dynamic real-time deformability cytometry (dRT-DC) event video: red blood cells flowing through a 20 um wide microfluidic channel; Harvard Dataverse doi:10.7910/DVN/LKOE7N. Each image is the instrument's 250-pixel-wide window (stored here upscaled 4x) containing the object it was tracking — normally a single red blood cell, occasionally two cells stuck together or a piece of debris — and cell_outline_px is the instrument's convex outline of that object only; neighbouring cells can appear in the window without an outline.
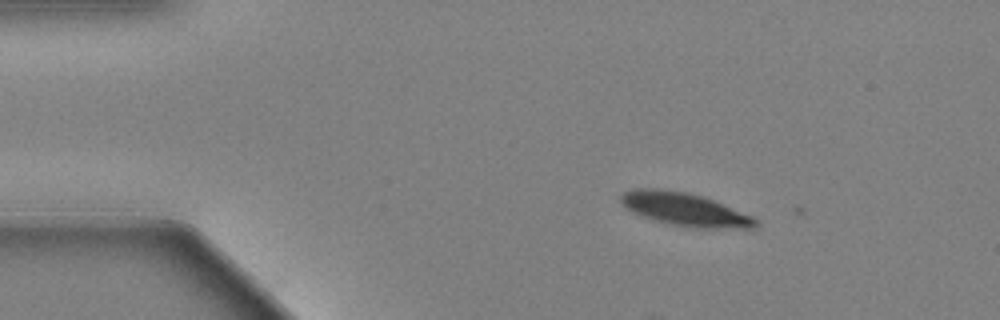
{"species": "Egyptian fruit bat (a non-hibernating species)", "species_latin": "Rousettus aegyptiacus", "temperature_condition": "warm", "stored_images_in_passage": 10, "camera_frame_rate_fps": 3000, "um_per_image_px": 0.085, "animal": {"sex": "female"}, "frame": {"image": 1, "passage_image": 6, "time_ms": 1.667, "image_size_px": [1000, 320], "cell_outline_px": [[756, 228], [692, 228], [652, 220], [632, 212], [624, 208], [620, 200], [620, 196], [624, 192], [636, 188], [656, 188], [688, 192], [712, 200], [752, 216], [756, 220]], "centroid_in_image_um": [58.14, 17.79], "position_along_channel_um": 26.9, "area_um2": 25.84}}